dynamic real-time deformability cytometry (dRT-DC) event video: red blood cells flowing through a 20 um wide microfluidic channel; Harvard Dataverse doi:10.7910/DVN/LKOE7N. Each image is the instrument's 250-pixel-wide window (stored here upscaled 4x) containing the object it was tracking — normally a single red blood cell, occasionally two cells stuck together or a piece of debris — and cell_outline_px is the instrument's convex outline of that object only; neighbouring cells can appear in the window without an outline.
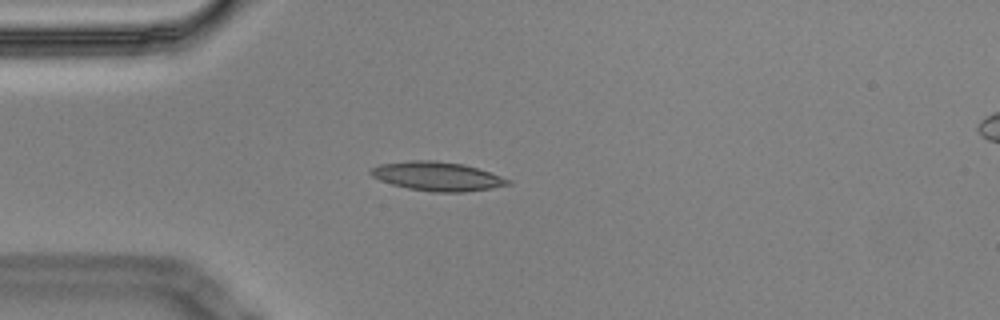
{"species": "Egyptian fruit bat (a non-hibernating species)", "species_latin": "Rousettus aegyptiacus", "temperature_condition": "cold", "stored_images_in_passage": 14, "camera_frame_rate_fps": 3000, "um_per_image_px": 0.085, "animal": {"sex": "male"}, "frame": {"image": 1, "passage_image": 3, "time_ms": 0.667, "image_size_px": [1000, 320], "cell_outline_px": [[512, 184], [492, 188], [464, 192], [432, 192], [408, 188], [392, 184], [380, 180], [372, 176], [368, 172], [372, 168], [380, 164], [412, 160], [436, 160], [464, 164], [512, 180]], "centroid_in_image_um": [37.17, 14.98], "position_along_channel_um": 47.8, "area_um2": 23.12}}
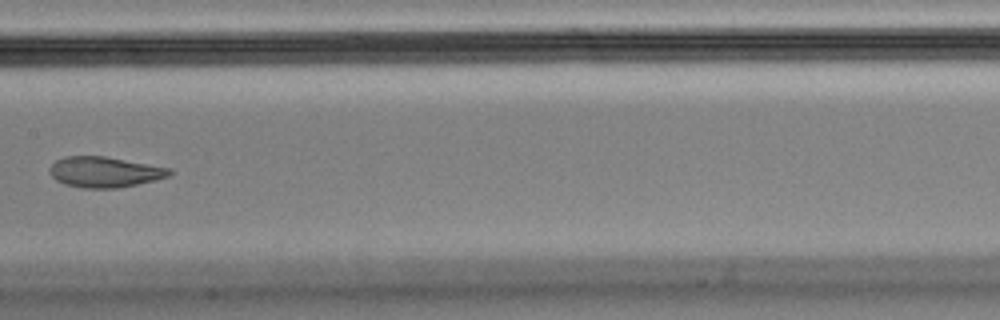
{"frame": {"image": 2, "passage_image": 7, "time_ms": 2.0, "image_size_px": [1000, 320], "cell_outline_px": [[172, 172], [168, 176], [136, 184], [116, 188], [84, 188], [64, 184], [56, 180], [48, 172], [48, 168], [56, 160], [64, 156], [104, 156], [172, 168]], "centroid_in_image_um": [8.85, 14.61], "position_along_channel_um": 198.6, "area_um2": 21.27}}